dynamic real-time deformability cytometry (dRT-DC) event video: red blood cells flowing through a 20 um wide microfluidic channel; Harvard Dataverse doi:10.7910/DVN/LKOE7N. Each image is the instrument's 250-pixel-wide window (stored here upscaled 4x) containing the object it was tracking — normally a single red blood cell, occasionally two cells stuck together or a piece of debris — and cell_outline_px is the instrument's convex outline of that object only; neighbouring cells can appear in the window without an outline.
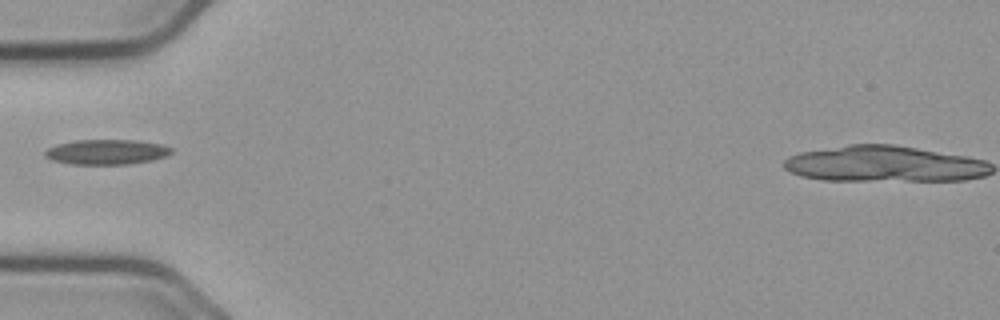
{"species": "common noctule bat (a hibernating species)", "species_latin": "Nyctalus noctula", "temperature_condition": "cold", "stored_images_in_passage": 31, "camera_frame_rate_fps": 3000, "um_per_image_px": 0.085, "animal": {"sex": "male", "body_mass_g": 23.1, "forearm_length_mm": 52.7}, "frame": {"image": 1, "passage_image": 1, "time_ms": 0.0, "image_size_px": [1000, 320], "cell_outline_px": [[172, 152], [164, 156], [152, 160], [128, 164], [72, 164], [52, 160], [44, 156], [44, 152], [48, 148], [56, 144], [76, 140], [136, 140], [160, 144], [172, 148]], "centroid_in_image_um": [9.02, 12.91], "position_along_channel_um": 76.0, "area_um2": 18.32}}
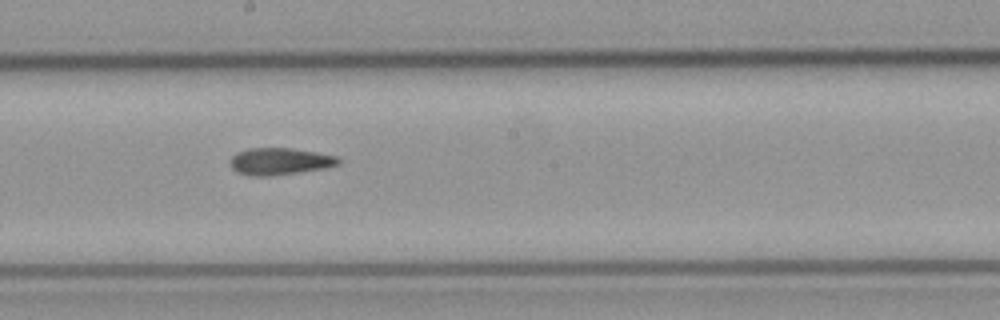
{"frame": {"image": 2, "passage_image": 13, "time_ms": 4.0, "image_size_px": [1000, 320], "cell_outline_px": [[340, 164], [324, 168], [268, 176], [252, 176], [236, 172], [232, 168], [232, 156], [236, 152], [248, 148], [292, 148], [316, 152], [336, 156], [340, 160]], "centroid_in_image_um": [23.77, 13.7], "position_along_channel_um": 224.4, "area_um2": 16.82}}
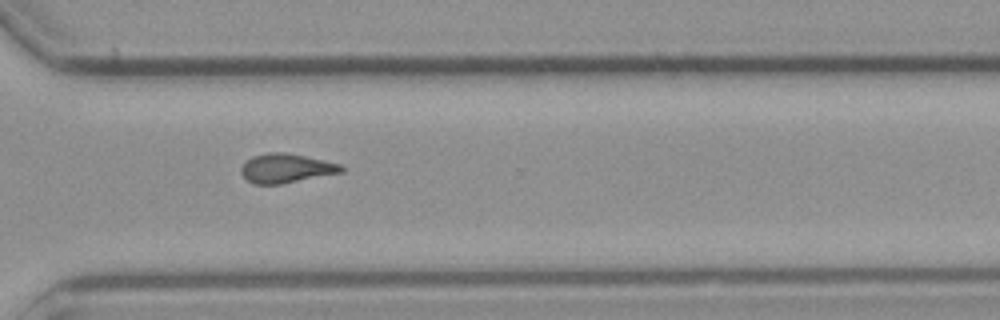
{"frame": {"image": 3, "passage_image": 23, "time_ms": 7.333, "image_size_px": [1000, 320], "cell_outline_px": [[344, 172], [280, 184], [252, 184], [240, 172], [240, 168], [252, 156], [268, 152], [284, 152], [324, 160], [340, 164], [344, 168]], "centroid_in_image_um": [24.32, 14.3], "position_along_channel_um": 346.3, "area_um2": 16.94}}